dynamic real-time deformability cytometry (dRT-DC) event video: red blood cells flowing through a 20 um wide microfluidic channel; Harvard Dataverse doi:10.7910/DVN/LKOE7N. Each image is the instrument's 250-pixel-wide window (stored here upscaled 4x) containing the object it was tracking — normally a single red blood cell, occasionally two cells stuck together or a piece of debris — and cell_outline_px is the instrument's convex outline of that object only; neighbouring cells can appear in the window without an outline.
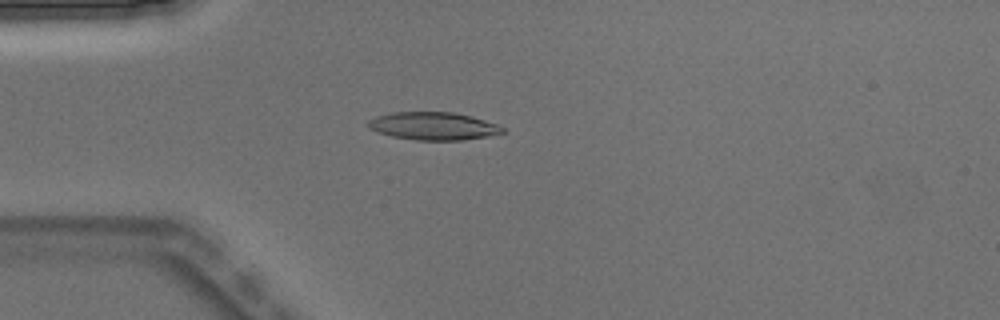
{"species": "Egyptian fruit bat (a non-hibernating species)", "species_latin": "Rousettus aegyptiacus", "temperature_condition": "warm", "stored_images_in_passage": 4, "camera_frame_rate_fps": 3000, "um_per_image_px": 0.085, "animal": {"sex": "male"}, "frame": {"image": 1, "passage_image": 3, "time_ms": 0.667, "image_size_px": [1000, 320], "cell_outline_px": [[508, 132], [488, 136], [464, 140], [416, 140], [392, 136], [368, 128], [368, 120], [376, 116], [392, 112], [452, 112], [472, 116], [496, 124], [504, 128]], "centroid_in_image_um": [36.86, 10.71], "position_along_channel_um": 48.1, "area_um2": 21.79}}